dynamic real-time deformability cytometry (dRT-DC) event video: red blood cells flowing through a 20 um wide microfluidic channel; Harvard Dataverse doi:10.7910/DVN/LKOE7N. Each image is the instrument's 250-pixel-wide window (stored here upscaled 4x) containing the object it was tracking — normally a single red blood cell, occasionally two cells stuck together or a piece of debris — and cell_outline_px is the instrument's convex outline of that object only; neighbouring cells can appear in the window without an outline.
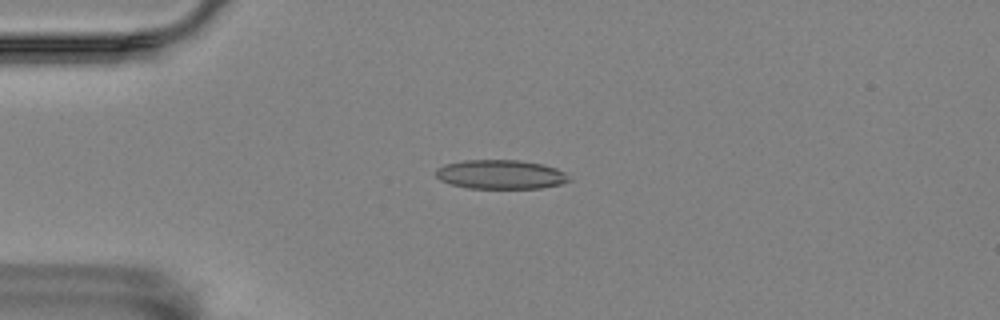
{"species": "Egyptian fruit bat (a non-hibernating species)", "species_latin": "Rousettus aegyptiacus", "temperature_condition": "room temperature", "stored_images_in_passage": 5, "camera_frame_rate_fps": 3000, "um_per_image_px": 0.085, "animal": {"sex": "female"}, "frame": {"image": 1, "passage_image": 3, "time_ms": 0.667, "image_size_px": [1000, 320], "cell_outline_px": [[572, 180], [560, 184], [540, 188], [468, 188], [452, 184], [440, 180], [436, 176], [436, 168], [444, 164], [464, 160], [520, 160], [544, 164], [556, 168], [564, 172]], "centroid_in_image_um": [42.55, 14.82], "position_along_channel_um": 42.4, "area_um2": 22.66}}